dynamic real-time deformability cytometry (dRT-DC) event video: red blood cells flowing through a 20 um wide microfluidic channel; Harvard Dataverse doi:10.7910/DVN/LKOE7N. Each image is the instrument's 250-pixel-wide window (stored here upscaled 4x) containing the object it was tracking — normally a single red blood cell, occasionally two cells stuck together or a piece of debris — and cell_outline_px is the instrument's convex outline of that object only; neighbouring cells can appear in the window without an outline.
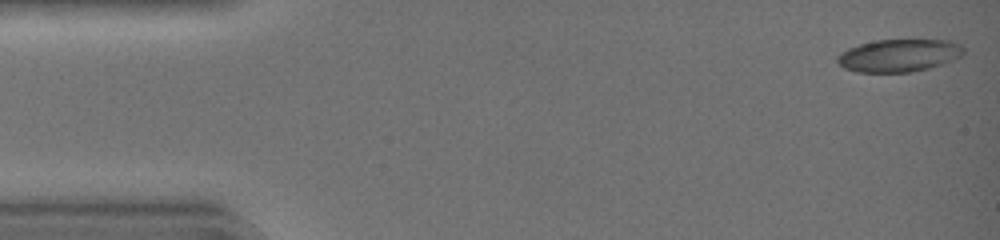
{"species": "common noctule bat (a hibernating species)", "species_latin": "Nyctalus noctula", "temperature_condition": "warm", "stored_images_in_passage": 43, "camera_frame_rate_fps": 3000, "um_per_image_px": 0.085, "animal": {"sex": "female", "body_mass_g": 19.0, "forearm_length_mm": 51.5}, "frame": {"image": 1, "passage_image": 1, "time_ms": 0.0, "image_size_px": [1000, 240], "cell_outline_px": [[964, 52], [960, 56], [952, 60], [928, 68], [912, 72], [856, 72], [844, 68], [836, 60], [836, 56], [840, 52], [848, 48], [860, 44], [876, 40], [948, 40], [960, 44], [964, 48]], "centroid_in_image_um": [76.38, 4.71], "position_along_channel_um": 8.6, "area_um2": 23.93}}
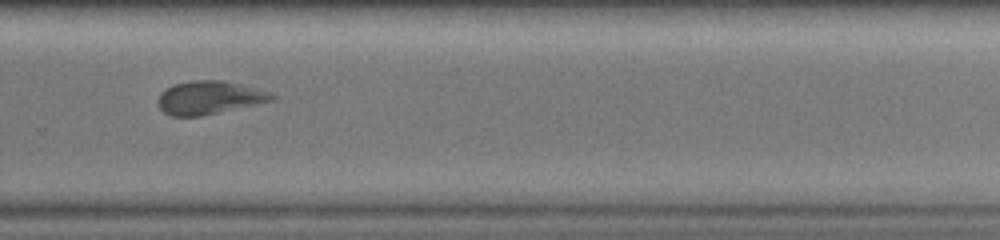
{"frame": {"image": 2, "passage_image": 30, "time_ms": 9.667, "image_size_px": [1000, 240], "cell_outline_px": [[276, 96], [272, 100], [200, 116], [172, 116], [164, 112], [160, 108], [160, 92], [172, 84], [192, 80], [224, 80], [272, 92]], "centroid_in_image_um": [17.78, 8.28], "position_along_channel_um": 312.0, "area_um2": 21.73}}
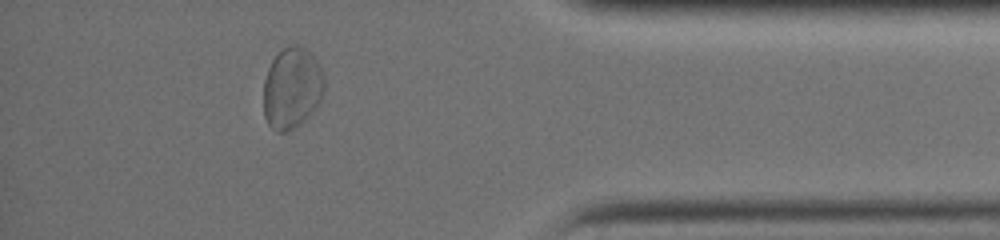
{"frame": {"image": 3, "passage_image": 38, "time_ms": 12.333, "image_size_px": [1000, 240], "cell_outline_px": [[324, 88], [320, 100], [292, 128], [284, 132], [276, 132], [268, 124], [264, 116], [264, 80], [268, 68], [272, 60], [288, 44], [300, 44], [320, 64], [324, 76]], "centroid_in_image_um": [24.79, 7.42], "position_along_channel_um": 410.4, "area_um2": 28.15}, "authors_computed_cell_mechanics": {"area_um2": 22.5998, "velocity_mm_per_s": 4.4246, "shape_relaxation_time_tau1_ms": 6.2697, "shape_relaxation_time_tau2_ms": 2.9027, "deformation_change_tau1": 0.1624, "deformation_change_tau2": 0.0952}}